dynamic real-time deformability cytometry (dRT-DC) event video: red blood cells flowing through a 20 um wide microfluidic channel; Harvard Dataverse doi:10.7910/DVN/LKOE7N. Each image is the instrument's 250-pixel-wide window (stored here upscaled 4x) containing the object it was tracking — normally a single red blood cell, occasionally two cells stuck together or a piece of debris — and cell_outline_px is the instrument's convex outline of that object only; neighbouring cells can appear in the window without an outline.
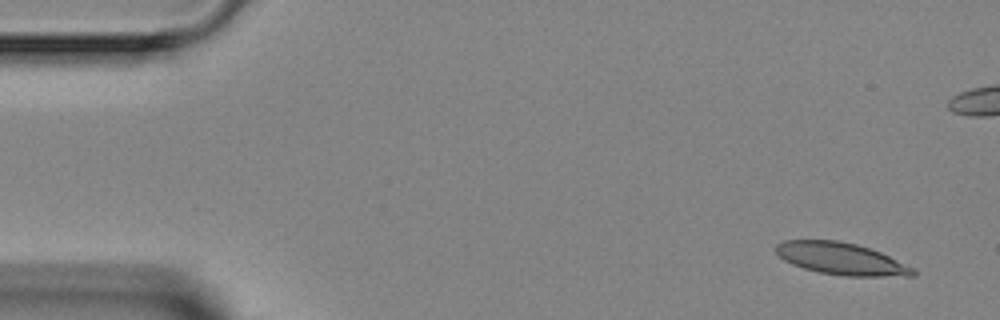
{"species": "Egyptian fruit bat (a non-hibernating species)", "species_latin": "Rousettus aegyptiacus", "temperature_condition": "room temperature", "stored_images_in_passage": 3, "camera_frame_rate_fps": 3000, "um_per_image_px": 0.085, "animal": {"sex": "female"}, "frame": {"image": 1, "passage_image": 3, "time_ms": 3.667, "image_size_px": [1000, 320], "cell_outline_px": [[916, 276], [844, 276], [820, 272], [804, 268], [792, 264], [784, 260], [776, 252], [776, 244], [784, 240], [836, 240], [856, 244], [880, 252], [916, 268]], "centroid_in_image_um": [71.53, 21.99], "position_along_channel_um": 13.5, "area_um2": 25.55}}